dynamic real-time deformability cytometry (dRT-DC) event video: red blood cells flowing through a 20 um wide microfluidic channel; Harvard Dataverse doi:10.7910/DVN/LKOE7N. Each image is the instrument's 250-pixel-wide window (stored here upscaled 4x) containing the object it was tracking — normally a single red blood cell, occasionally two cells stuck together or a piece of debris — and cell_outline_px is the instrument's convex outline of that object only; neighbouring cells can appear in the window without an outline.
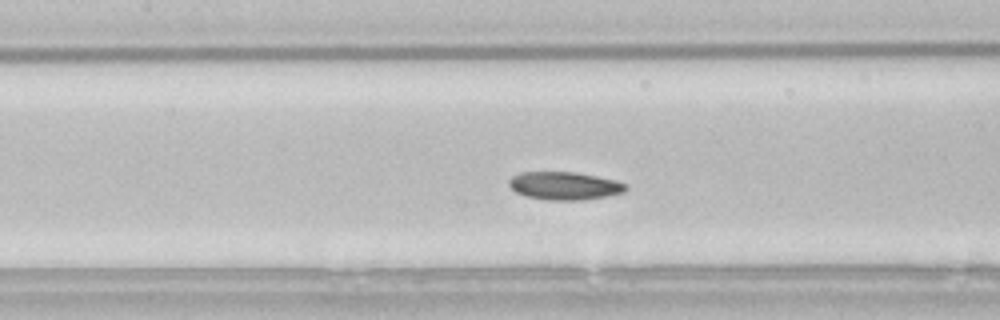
{"species": "common noctule bat (a hibernating species)", "species_latin": "Nyctalus noctula", "temperature_condition": "room temperature", "stored_images_in_passage": 38, "camera_frame_rate_fps": 3000, "um_per_image_px": 0.085, "animal": {"sex": "male", "body_mass_g": 21.5, "forearm_length_mm": 52.0}, "frame": {"image": 1, "passage_image": 8, "time_ms": 2.333, "image_size_px": [1000, 320], "cell_outline_px": [[628, 188], [624, 192], [608, 196], [584, 200], [544, 200], [528, 196], [516, 192], [508, 184], [508, 180], [512, 176], [520, 172], [576, 172], [616, 180], [628, 184]], "centroid_in_image_um": [48.01, 15.79], "position_along_channel_um": 159.4, "area_um2": 19.19}}
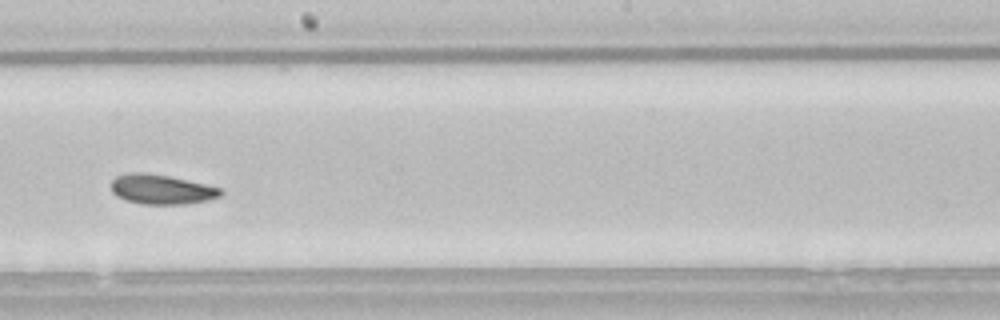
{"frame": {"image": 2, "passage_image": 14, "time_ms": 4.333, "image_size_px": [1000, 320], "cell_outline_px": [[224, 192], [220, 196], [208, 200], [184, 204], [140, 204], [116, 196], [112, 192], [112, 180], [116, 176], [128, 172], [144, 172], [168, 176], [204, 184], [220, 188]], "centroid_in_image_um": [13.7, 16.09], "position_along_channel_um": 234.5, "area_um2": 18.84}}
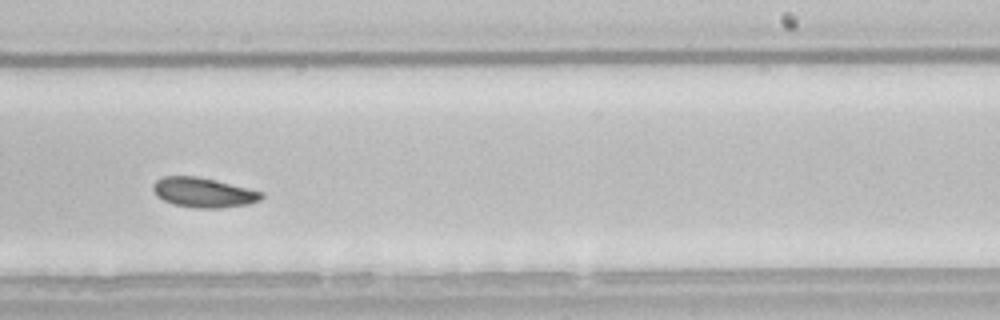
{"frame": {"image": 3, "passage_image": 17, "time_ms": 5.333, "image_size_px": [1000, 320], "cell_outline_px": [[264, 196], [260, 200], [248, 204], [220, 208], [196, 208], [172, 204], [156, 196], [152, 188], [152, 184], [156, 180], [164, 176], [196, 176], [248, 188], [264, 192]], "centroid_in_image_um": [17.27, 16.37], "position_along_channel_um": 271.7, "area_um2": 18.79}, "authors_computed_cell_mechanics": {"area_um2": 18.8139, "velocity_mm_per_s": 3.76, "shape_relaxation_time_tau1_ms": 5.7086, "shape_relaxation_time_tau2_ms": 4.1613, "deformation_change_tau1": 0.0861, "deformation_change_tau2": 0.0713}}